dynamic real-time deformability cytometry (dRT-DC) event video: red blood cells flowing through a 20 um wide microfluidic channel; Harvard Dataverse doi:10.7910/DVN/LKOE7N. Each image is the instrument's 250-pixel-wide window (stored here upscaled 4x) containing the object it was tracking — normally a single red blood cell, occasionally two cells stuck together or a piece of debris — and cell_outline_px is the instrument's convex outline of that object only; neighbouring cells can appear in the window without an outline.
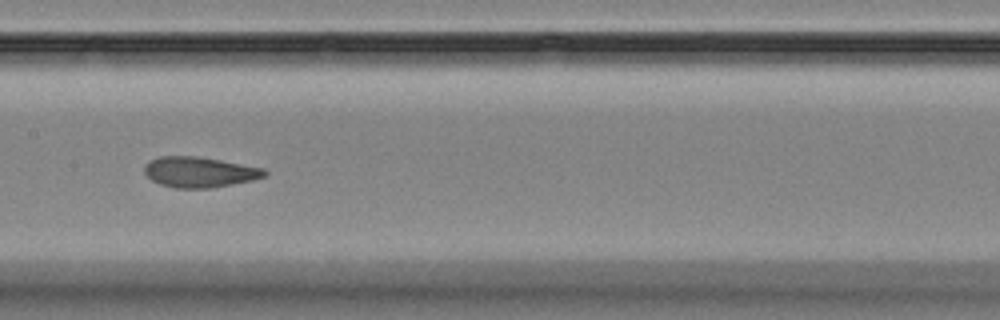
{"species": "Egyptian fruit bat (a non-hibernating species)", "species_latin": "Rousettus aegyptiacus", "temperature_condition": "room temperature", "stored_images_in_passage": 7, "camera_frame_rate_fps": 3000, "um_per_image_px": 0.085, "animal": {"sex": "female"}, "frame": {"image": 1, "passage_image": 7, "time_ms": 7.0, "image_size_px": [1000, 320], "cell_outline_px": [[268, 176], [252, 180], [232, 184], [208, 188], [176, 188], [160, 184], [152, 180], [144, 172], [144, 168], [148, 160], [160, 156], [196, 156], [220, 160], [264, 168], [268, 172]], "centroid_in_image_um": [16.96, 14.62], "position_along_channel_um": 190.4, "area_um2": 21.33}}